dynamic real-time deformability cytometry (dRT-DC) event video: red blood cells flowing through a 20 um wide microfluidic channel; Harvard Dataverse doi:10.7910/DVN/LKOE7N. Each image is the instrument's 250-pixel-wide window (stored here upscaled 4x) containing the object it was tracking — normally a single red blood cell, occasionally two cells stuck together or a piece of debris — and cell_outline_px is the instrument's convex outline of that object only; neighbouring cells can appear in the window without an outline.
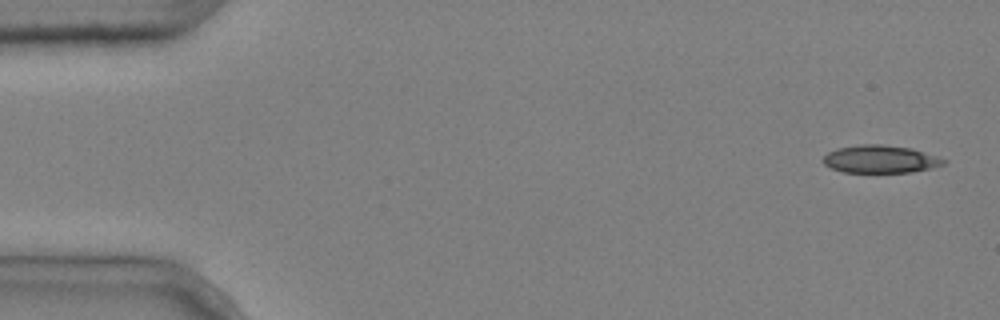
{"species": "common noctule bat (a hibernating species)", "species_latin": "Nyctalus noctula", "temperature_condition": "cold", "stored_images_in_passage": 6, "camera_frame_rate_fps": 3000, "um_per_image_px": 0.085, "animal": {"sex": "male", "body_mass_g": 20.4}, "frame": {"image": 1, "passage_image": 1, "time_ms": 0.0, "image_size_px": [1000, 320], "cell_outline_px": [[948, 160], [944, 164], [932, 168], [912, 172], [844, 172], [832, 168], [824, 164], [820, 160], [828, 152], [836, 148], [856, 144], [884, 144], [912, 148]], "centroid_in_image_um": [74.81, 13.51], "position_along_channel_um": 10.2, "area_um2": 19.65}}
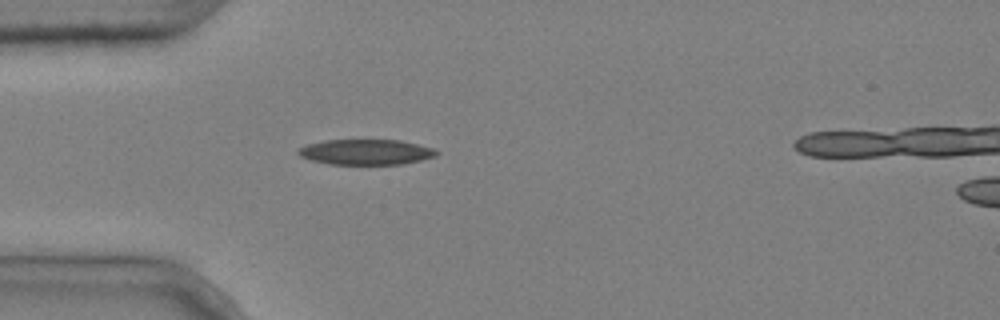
{"frame": {"image": 2, "passage_image": 5, "time_ms": 1.333, "image_size_px": [1000, 320], "cell_outline_px": [[440, 152], [436, 156], [404, 164], [328, 164], [312, 160], [300, 156], [296, 152], [300, 148], [308, 144], [324, 140], [400, 140], [432, 148]], "centroid_in_image_um": [31.1, 12.92], "position_along_channel_um": 53.9, "area_um2": 20.35}}